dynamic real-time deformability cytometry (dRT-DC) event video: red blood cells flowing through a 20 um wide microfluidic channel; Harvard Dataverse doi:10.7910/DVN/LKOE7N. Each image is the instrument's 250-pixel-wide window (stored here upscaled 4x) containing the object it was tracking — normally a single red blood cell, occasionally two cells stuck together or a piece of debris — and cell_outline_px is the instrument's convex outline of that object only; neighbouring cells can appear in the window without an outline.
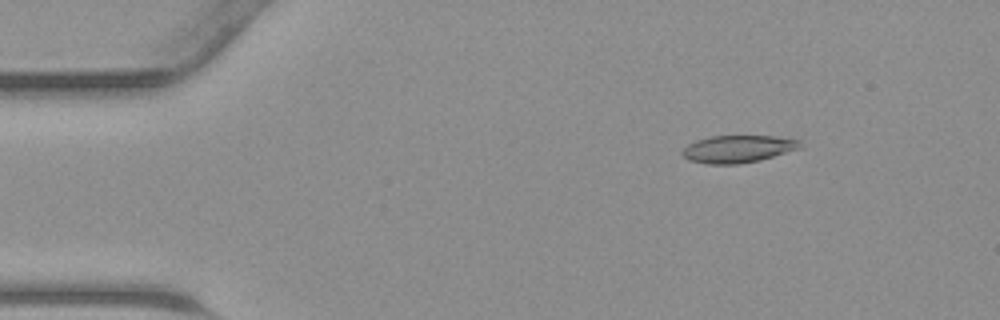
{"species": "common noctule bat (a hibernating species)", "species_latin": "Nyctalus noctula", "temperature_condition": "warm", "stored_images_in_passage": 45, "camera_frame_rate_fps": 3000, "um_per_image_px": 0.085, "animal": {"sex": "male", "body_mass_g": 23.1, "forearm_length_mm": 52.7}, "frame": {"image": 1, "passage_image": 6, "time_ms": 1.667, "image_size_px": [1000, 320], "cell_outline_px": [[804, 148], [760, 160], [740, 164], [708, 164], [688, 160], [680, 152], [688, 144], [696, 140], [712, 136], [772, 136], [800, 140]], "centroid_in_image_um": [62.76, 12.66], "position_along_channel_um": 22.2, "area_um2": 18.96}}
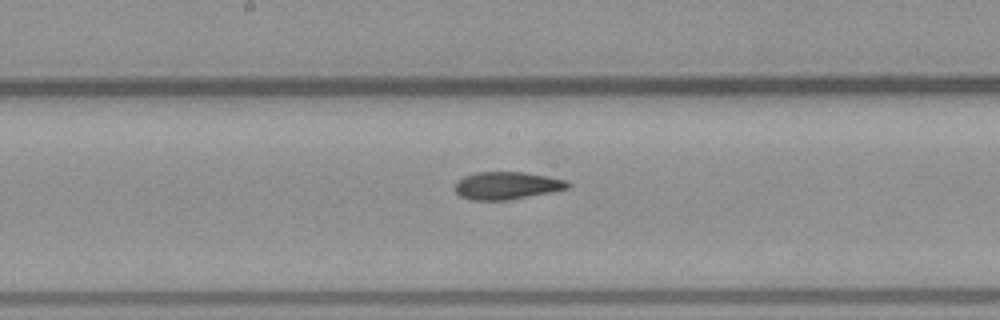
{"frame": {"image": 2, "passage_image": 23, "time_ms": 7.333, "image_size_px": [1000, 320], "cell_outline_px": [[572, 184], [568, 188], [552, 192], [508, 200], [472, 200], [460, 196], [456, 192], [456, 180], [464, 176], [476, 172], [524, 172], [568, 180]], "centroid_in_image_um": [43.1, 15.77], "position_along_channel_um": 205.1, "area_um2": 18.21}}
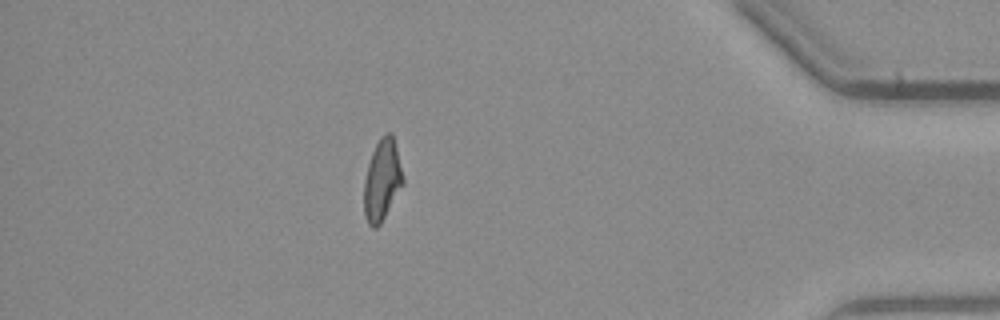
{"frame": {"image": 3, "passage_image": 39, "time_ms": 12.667, "image_size_px": [1000, 320], "cell_outline_px": [[404, 184], [380, 224], [376, 228], [372, 228], [368, 224], [364, 212], [364, 180], [368, 164], [372, 152], [380, 136], [384, 132], [392, 132], [404, 180]], "centroid_in_image_um": [32.47, 15.3], "position_along_channel_um": 402.7, "area_um2": 18.44}}